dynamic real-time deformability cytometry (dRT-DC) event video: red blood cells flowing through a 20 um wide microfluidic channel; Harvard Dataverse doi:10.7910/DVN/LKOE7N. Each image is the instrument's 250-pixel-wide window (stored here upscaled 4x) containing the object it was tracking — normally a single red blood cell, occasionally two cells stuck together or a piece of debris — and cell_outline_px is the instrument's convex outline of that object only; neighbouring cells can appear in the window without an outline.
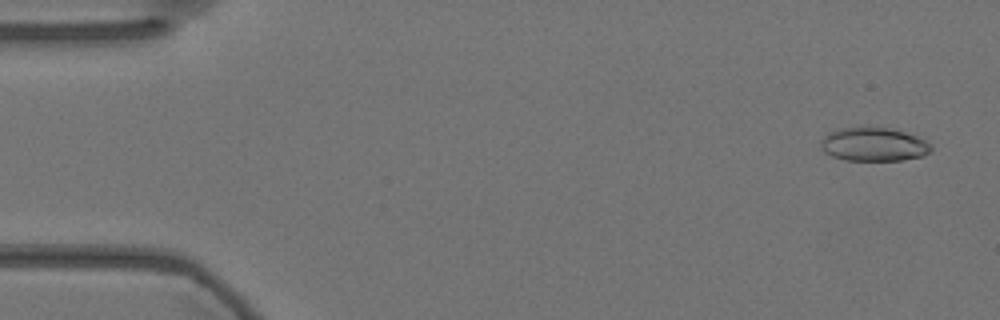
{"species": "Egyptian fruit bat (a non-hibernating species)", "species_latin": "Rousettus aegyptiacus", "temperature_condition": "warm", "stored_images_in_passage": 52, "camera_frame_rate_fps": 3000, "um_per_image_px": 0.085, "animal": {"sex": "female"}, "frame": {"image": 1, "passage_image": 3, "time_ms": 0.667, "image_size_px": [1000, 320], "cell_outline_px": [[932, 148], [924, 156], [900, 160], [844, 160], [832, 156], [824, 152], [820, 144], [820, 140], [828, 132], [836, 128], [864, 124], [892, 128], [916, 136], [932, 144]], "centroid_in_image_um": [74.21, 12.22], "position_along_channel_um": 10.8, "area_um2": 22.37}}
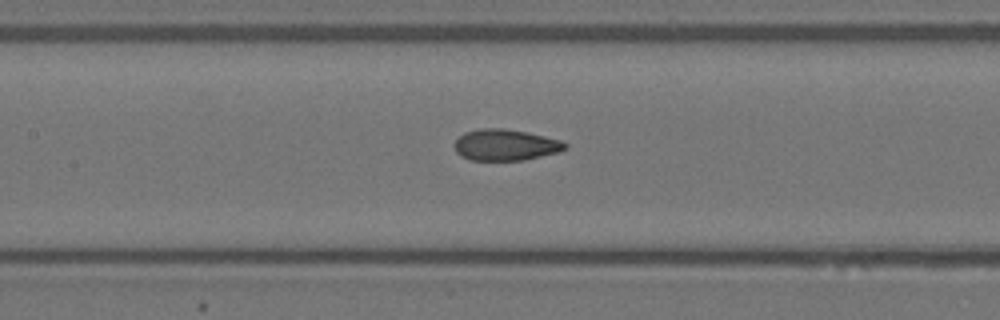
{"frame": {"image": 2, "passage_image": 26, "time_ms": 8.333, "image_size_px": [1000, 320], "cell_outline_px": [[568, 148], [560, 152], [524, 160], [472, 160], [460, 156], [456, 152], [452, 144], [464, 132], [480, 128], [504, 128], [544, 136], [560, 140], [568, 144]], "centroid_in_image_um": [42.95, 12.32], "position_along_channel_um": 164.5, "area_um2": 20.29}}
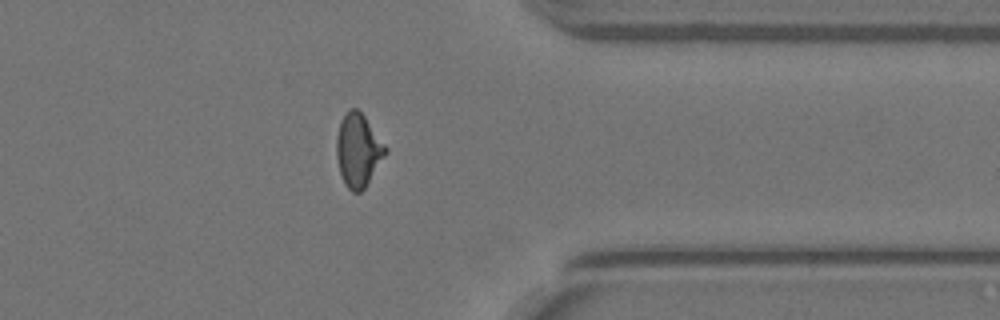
{"frame": {"image": 3, "passage_image": 45, "time_ms": 14.667, "image_size_px": [1000, 320], "cell_outline_px": [[388, 152], [364, 188], [360, 192], [352, 192], [344, 184], [340, 172], [336, 156], [336, 136], [340, 120], [348, 108], [356, 108], [364, 116], [388, 148]], "centroid_in_image_um": [30.43, 12.76], "position_along_channel_um": 381.0, "area_um2": 20.92}}